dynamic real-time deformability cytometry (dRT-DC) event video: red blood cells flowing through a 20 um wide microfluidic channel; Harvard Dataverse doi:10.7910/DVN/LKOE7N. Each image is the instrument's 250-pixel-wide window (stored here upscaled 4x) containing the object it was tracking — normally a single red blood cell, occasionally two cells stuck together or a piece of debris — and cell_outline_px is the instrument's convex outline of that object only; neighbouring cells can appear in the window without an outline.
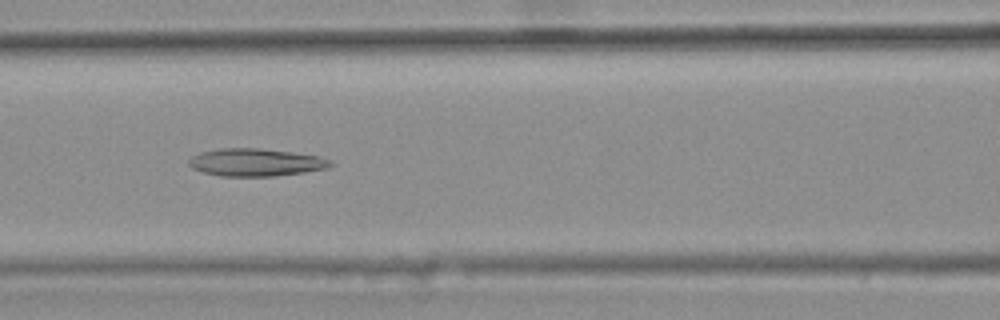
{"species": "common noctule bat (a hibernating species)", "species_latin": "Nyctalus noctula", "temperature_condition": "warm", "stored_images_in_passage": 39, "camera_frame_rate_fps": 3000, "um_per_image_px": 0.085, "animal": {"sex": "female", "body_mass_g": 25.1}, "frame": {"image": 1, "passage_image": 20, "time_ms": 6.333, "image_size_px": [1000, 320], "cell_outline_px": [[336, 164], [328, 168], [304, 172], [272, 176], [220, 176], [204, 172], [192, 168], [188, 164], [188, 160], [192, 156], [200, 152], [220, 148], [260, 148], [292, 152], [320, 156], [332, 160]], "centroid_in_image_um": [21.77, 13.79], "position_along_channel_um": 144.8, "area_um2": 22.95}}
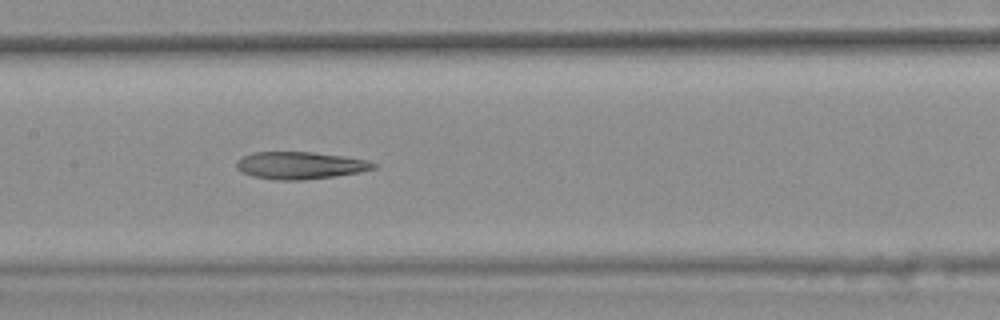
{"frame": {"image": 2, "passage_image": 23, "time_ms": 7.333, "image_size_px": [1000, 320], "cell_outline_px": [[376, 168], [360, 172], [336, 176], [304, 180], [276, 180], [252, 176], [240, 172], [236, 168], [236, 160], [252, 152], [312, 152], [344, 156], [368, 160], [376, 164]], "centroid_in_image_um": [25.49, 14.06], "position_along_channel_um": 181.9, "area_um2": 21.96}}
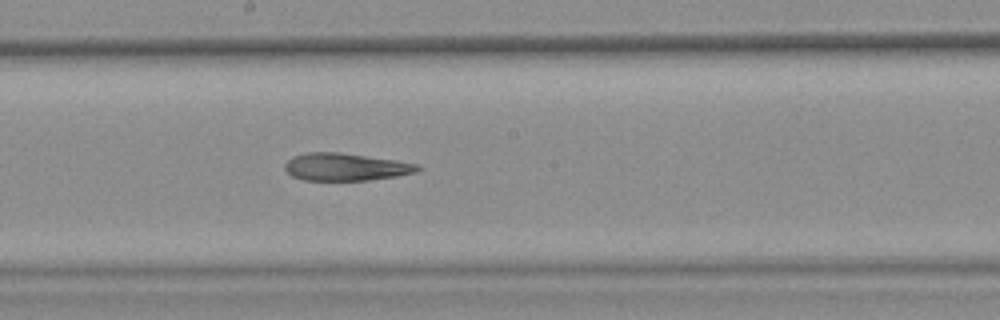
{"frame": {"image": 3, "passage_image": 26, "time_ms": 8.333, "image_size_px": [1000, 320], "cell_outline_px": [[424, 168], [416, 172], [396, 176], [368, 180], [304, 180], [292, 176], [284, 168], [284, 164], [292, 156], [308, 152], [340, 152], [396, 160], [420, 164]], "centroid_in_image_um": [29.4, 14.18], "position_along_channel_um": 218.8, "area_um2": 21.39}, "authors_computed_cell_mechanics": {"area_um2": 22.9466, "velocity_mm_per_s": 3.7108, "shape_relaxation_time_tau1_ms": null, "shape_relaxation_time_tau2_ms": 8.7219, "deformation_change_tau1": null, "deformation_change_tau2": 0.2367}}